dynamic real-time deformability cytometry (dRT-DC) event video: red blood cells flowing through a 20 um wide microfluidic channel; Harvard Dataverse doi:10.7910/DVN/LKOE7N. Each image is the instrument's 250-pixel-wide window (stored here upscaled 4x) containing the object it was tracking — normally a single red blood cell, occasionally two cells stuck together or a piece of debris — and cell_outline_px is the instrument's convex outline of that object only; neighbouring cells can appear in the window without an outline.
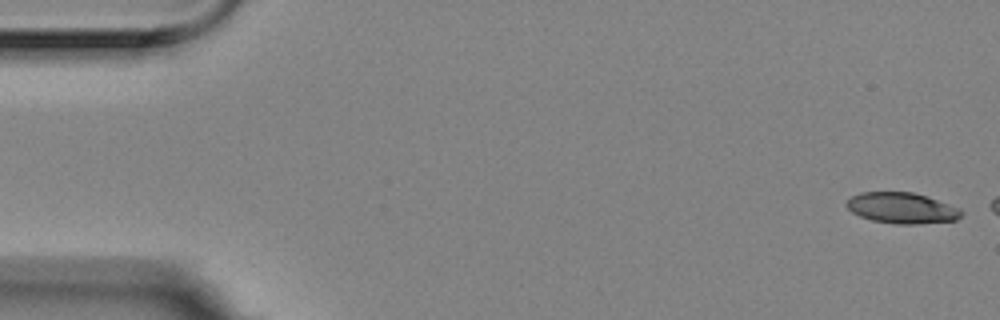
{"species": "Egyptian fruit bat (a non-hibernating species)", "species_latin": "Rousettus aegyptiacus", "temperature_condition": "room temperature", "stored_images_in_passage": 2, "segment_of_instrument_passage": [2, 2], "camera_frame_rate_fps": 3000, "um_per_image_px": 0.085, "animal": {"sex": "female"}, "frame": {"image": 1, "passage_image": 2, "time_ms": 0.333, "image_size_px": [1000, 320], "cell_outline_px": [[964, 212], [956, 220], [916, 224], [896, 224], [872, 220], [860, 216], [852, 212], [844, 204], [852, 196], [860, 192], [912, 192], [960, 208]], "centroid_in_image_um": [76.63, 17.68], "position_along_channel_um": 8.4, "area_um2": 20.46}}